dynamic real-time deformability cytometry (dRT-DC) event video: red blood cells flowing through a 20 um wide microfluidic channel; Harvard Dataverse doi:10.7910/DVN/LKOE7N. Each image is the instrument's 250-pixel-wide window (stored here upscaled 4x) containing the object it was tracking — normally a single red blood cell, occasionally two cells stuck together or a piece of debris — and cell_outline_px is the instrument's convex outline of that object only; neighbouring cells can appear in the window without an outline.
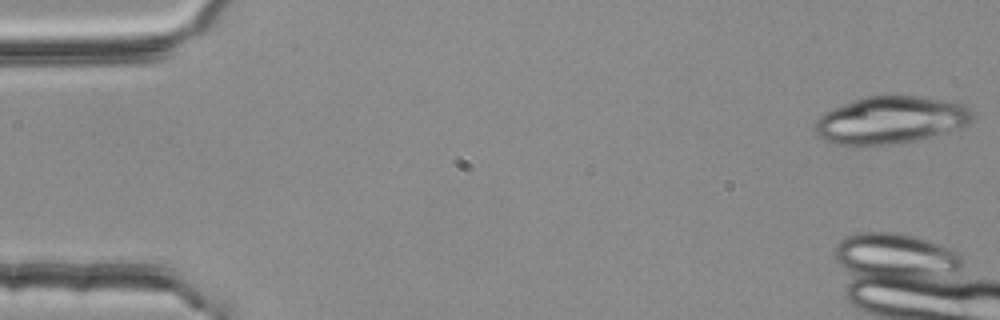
{"species": "common noctule bat (a hibernating species)", "species_latin": "Nyctalus noctula", "temperature_condition": "room temperature", "stored_images_in_passage": 8, "camera_frame_rate_fps": 3000, "um_per_image_px": 0.085, "animal": {"sex": "female", "body_mass_g": 25.1}, "frame": {"image": 1, "passage_image": 1, "time_ms": 0.0, "image_size_px": [1000, 320], "cell_outline_px": [[972, 120], [968, 124], [916, 140], [888, 144], [832, 144], [816, 136], [816, 120], [824, 112], [856, 100], [868, 96], [916, 96], [948, 100], [960, 104], [968, 108], [972, 112]], "centroid_in_image_um": [75.67, 10.19], "position_along_channel_um": 9.3, "area_um2": 42.48}}